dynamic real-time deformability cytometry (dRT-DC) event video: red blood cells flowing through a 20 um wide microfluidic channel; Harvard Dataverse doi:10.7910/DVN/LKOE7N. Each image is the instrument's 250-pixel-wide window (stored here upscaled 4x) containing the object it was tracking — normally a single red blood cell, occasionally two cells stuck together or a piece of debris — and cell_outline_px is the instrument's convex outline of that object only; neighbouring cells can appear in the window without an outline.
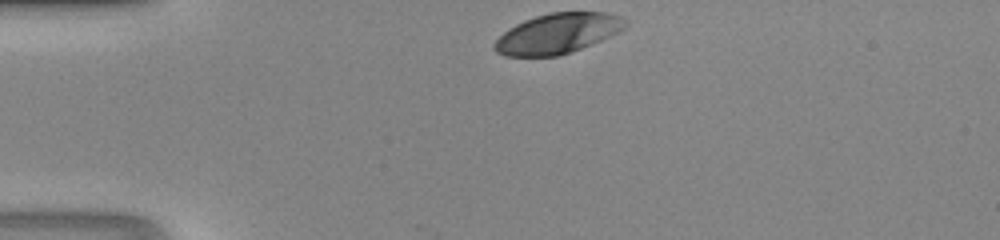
{"species": "human", "species_latin": "Homo sapiens", "temperature_condition": "room temperature", "stored_images_in_passage": 14, "camera_frame_rate_fps": 3000, "um_per_image_px": 0.085, "donor": {"sex": "male"}, "frame": {"image": 1, "passage_image": 1, "time_ms": 0.0, "image_size_px": [1000, 240], "cell_outline_px": [[628, 24], [624, 28], [600, 40], [580, 48], [556, 56], [504, 56], [496, 52], [492, 48], [492, 44], [508, 28], [524, 20], [548, 12], [604, 12], [620, 16], [628, 20]], "centroid_in_image_um": [47.35, 2.83], "position_along_channel_um": 37.6, "area_um2": 30.4}}
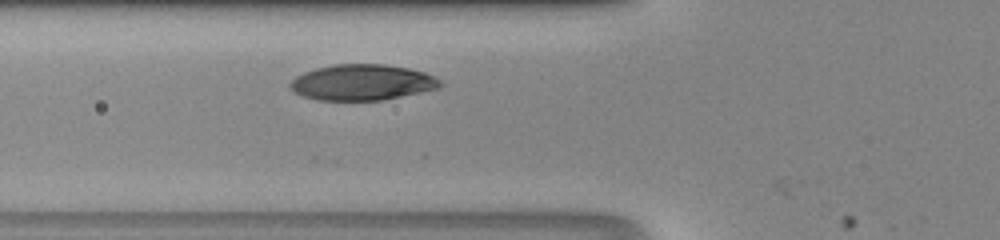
{"frame": {"image": 2, "passage_image": 8, "time_ms": 2.333, "image_size_px": [1000, 240], "cell_outline_px": [[444, 84], [440, 88], [380, 100], [316, 100], [304, 96], [288, 88], [288, 84], [296, 76], [304, 72], [316, 68], [332, 64], [384, 64], [408, 68], [424, 72], [436, 76]], "centroid_in_image_um": [30.78, 6.99], "position_along_channel_um": 95.0, "area_um2": 31.39}}
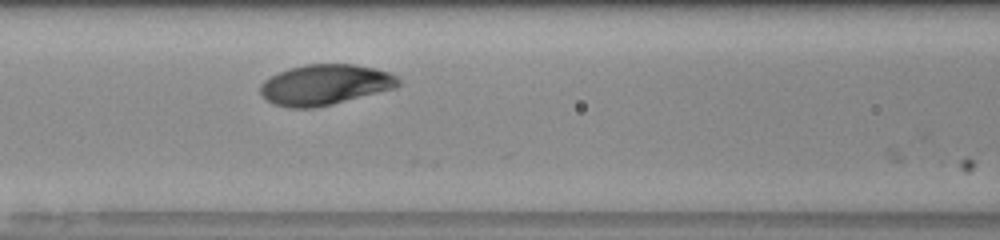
{"frame": {"image": 3, "passage_image": 11, "time_ms": 3.333, "image_size_px": [1000, 240], "cell_outline_px": [[400, 84], [396, 88], [316, 108], [288, 108], [272, 104], [260, 92], [260, 84], [264, 80], [276, 72], [288, 68], [304, 64], [356, 64], [376, 68], [388, 72], [396, 76], [400, 80]], "centroid_in_image_um": [27.61, 7.19], "position_along_channel_um": 139.0, "area_um2": 32.89}}